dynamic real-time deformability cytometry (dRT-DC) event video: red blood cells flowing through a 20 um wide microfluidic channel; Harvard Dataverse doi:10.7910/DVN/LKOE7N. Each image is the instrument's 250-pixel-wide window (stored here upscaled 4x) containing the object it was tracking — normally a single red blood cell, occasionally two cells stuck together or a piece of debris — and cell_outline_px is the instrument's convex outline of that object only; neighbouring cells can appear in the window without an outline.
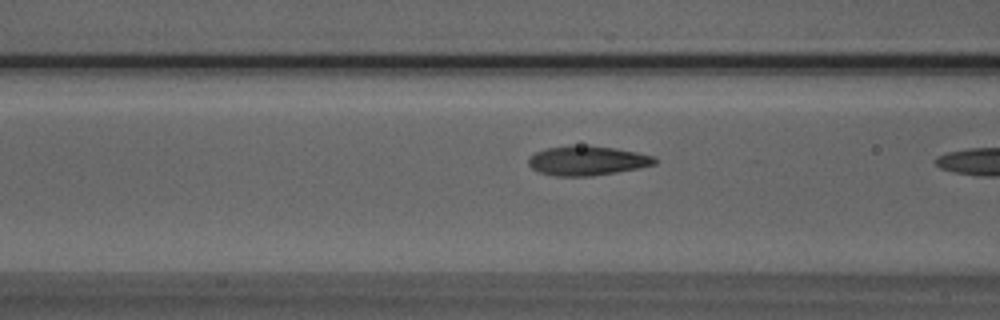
{"species": "Egyptian fruit bat (a non-hibernating species)", "species_latin": "Rousettus aegyptiacus", "temperature_condition": "room temperature", "stored_images_in_passage": 7, "camera_frame_rate_fps": 3000, "um_per_image_px": 0.085, "animal": {"sex": "male"}, "frame": {"image": 1, "passage_image": 6, "time_ms": 1.667, "image_size_px": [1000, 320], "cell_outline_px": [[656, 164], [640, 168], [592, 176], [552, 176], [540, 172], [532, 168], [528, 164], [528, 160], [536, 152], [548, 148], [572, 144], [616, 148], [656, 156]], "centroid_in_image_um": [49.93, 13.65], "position_along_channel_um": 116.7, "area_um2": 21.73}}